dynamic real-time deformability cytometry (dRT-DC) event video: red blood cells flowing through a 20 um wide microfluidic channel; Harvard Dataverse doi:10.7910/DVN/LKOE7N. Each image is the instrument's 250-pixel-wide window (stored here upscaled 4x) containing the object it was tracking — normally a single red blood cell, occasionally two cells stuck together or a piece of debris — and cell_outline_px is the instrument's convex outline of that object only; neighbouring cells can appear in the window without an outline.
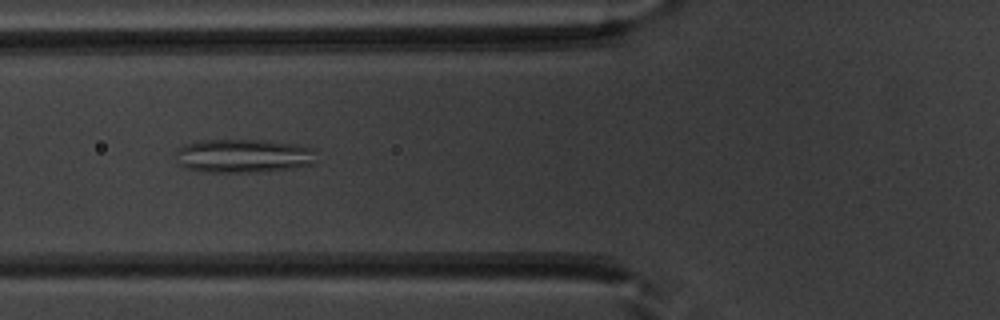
{"species": "common noctule bat (a hibernating species)", "species_latin": "Nyctalus noctula", "temperature_condition": "warm", "stored_images_in_passage": 36, "camera_frame_rate_fps": 3000, "um_per_image_px": 0.085, "animal": {"sex": "male", "body_mass_g": 20.1, "forearm_length_mm": 53.5}, "frame": {"image": 1, "passage_image": 4, "time_ms": 1.0, "image_size_px": [1000, 320], "cell_outline_px": [[316, 164], [296, 168], [260, 172], [204, 172], [184, 168], [176, 164], [176, 148], [184, 144], [196, 140], [264, 140], [296, 144], [316, 148]], "centroid_in_image_um": [20.7, 13.25], "position_along_channel_um": 105.1, "area_um2": 28.5}}
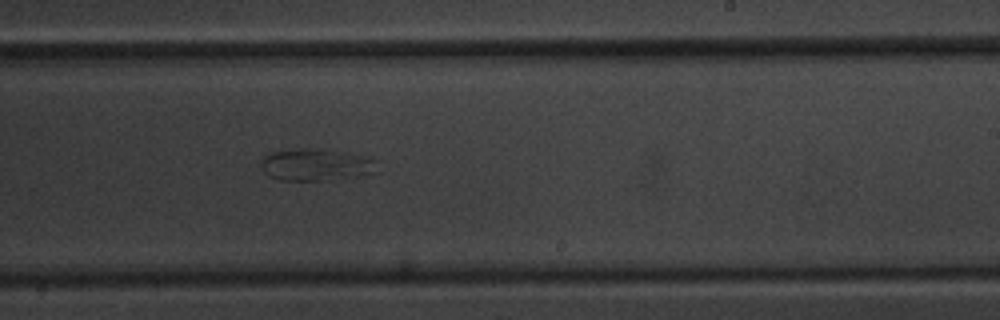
{"frame": {"image": 2, "passage_image": 16, "time_ms": 5.0, "image_size_px": [1000, 320], "cell_outline_px": [[376, 172], [360, 176], [320, 180], [280, 180], [264, 172], [260, 164], [264, 156], [272, 152], [304, 148], [308, 148], [372, 156], [376, 160]], "centroid_in_image_um": [26.9, 14.0], "position_along_channel_um": 262.1, "area_um2": 21.44}}
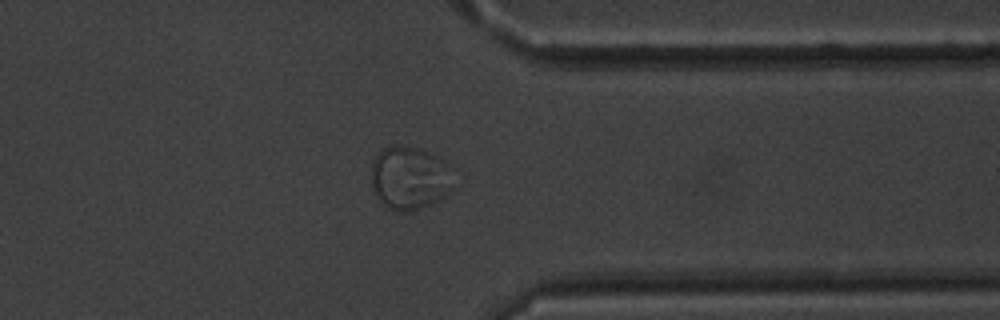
{"frame": {"image": 3, "passage_image": 25, "time_ms": 8.0, "image_size_px": [1000, 320], "cell_outline_px": [[460, 184], [448, 196], [440, 200], [420, 208], [404, 212], [396, 212], [388, 208], [376, 196], [372, 188], [372, 160], [384, 148], [392, 144], [400, 144], [420, 148], [452, 164], [456, 168]], "centroid_in_image_um": [34.97, 15.12], "position_along_channel_um": 376.4, "area_um2": 31.96}}